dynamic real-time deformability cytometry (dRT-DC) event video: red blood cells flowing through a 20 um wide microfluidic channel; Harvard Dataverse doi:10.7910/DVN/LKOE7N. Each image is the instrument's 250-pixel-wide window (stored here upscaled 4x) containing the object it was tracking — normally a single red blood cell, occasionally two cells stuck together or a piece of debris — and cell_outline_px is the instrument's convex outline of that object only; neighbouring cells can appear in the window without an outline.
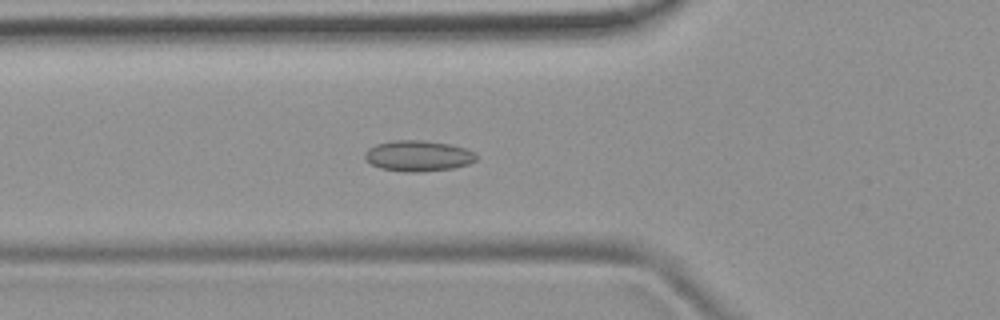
{"species": "common noctule bat (a hibernating species)", "species_latin": "Nyctalus noctula", "temperature_condition": "room temperature", "stored_images_in_passage": 51, "camera_frame_rate_fps": 3000, "um_per_image_px": 0.085, "animal": {"sex": "female", "body_mass_g": 19.9}, "frame": {"image": 1, "passage_image": 18, "time_ms": 5.667, "image_size_px": [1000, 320], "cell_outline_px": [[476, 160], [468, 164], [452, 168], [420, 172], [404, 172], [380, 168], [372, 164], [364, 156], [364, 152], [368, 148], [376, 144], [392, 140], [424, 140], [448, 144], [464, 148], [476, 152]], "centroid_in_image_um": [35.53, 13.24], "position_along_channel_um": 90.3, "area_um2": 20.0}}
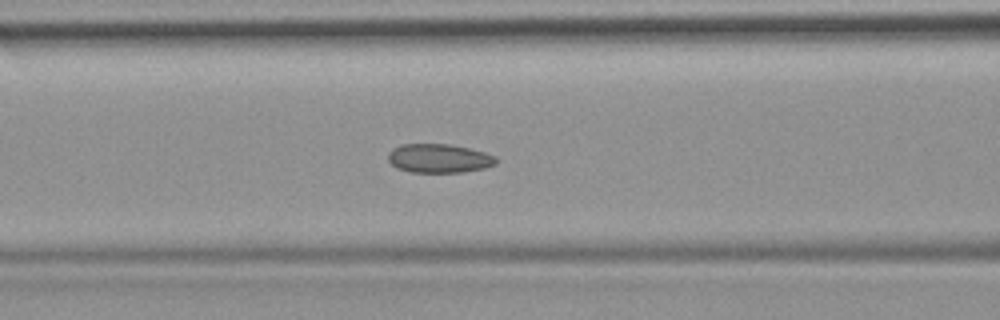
{"frame": {"image": 2, "passage_image": 21, "time_ms": 6.667, "image_size_px": [1000, 320], "cell_outline_px": [[496, 164], [484, 168], [464, 172], [408, 172], [396, 168], [388, 160], [388, 152], [392, 148], [400, 144], [452, 144], [484, 152], [496, 156]], "centroid_in_image_um": [37.29, 13.46], "position_along_channel_um": 129.3, "area_um2": 18.32}}
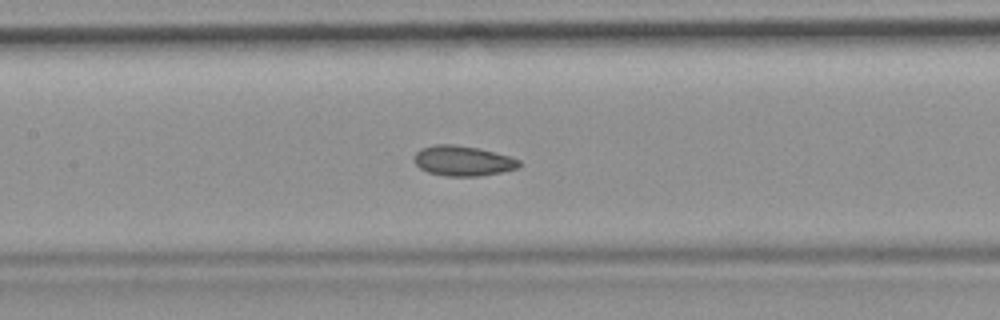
{"frame": {"image": 3, "passage_image": 24, "time_ms": 7.667, "image_size_px": [1000, 320], "cell_outline_px": [[520, 168], [480, 176], [448, 176], [428, 172], [420, 168], [416, 164], [416, 152], [420, 148], [436, 144], [452, 144], [476, 148], [508, 156], [520, 160]], "centroid_in_image_um": [39.35, 13.67], "position_along_channel_um": 168.1, "area_um2": 18.15}, "authors_computed_cell_mechanics": {"area_um2": 18.6116, "velocity_mm_per_s": 3.8839, "shape_relaxation_time_tau1_ms": null, "shape_relaxation_time_tau2_ms": 2.5223, "deformation_change_tau1": null, "deformation_change_tau2": 0.0785}}